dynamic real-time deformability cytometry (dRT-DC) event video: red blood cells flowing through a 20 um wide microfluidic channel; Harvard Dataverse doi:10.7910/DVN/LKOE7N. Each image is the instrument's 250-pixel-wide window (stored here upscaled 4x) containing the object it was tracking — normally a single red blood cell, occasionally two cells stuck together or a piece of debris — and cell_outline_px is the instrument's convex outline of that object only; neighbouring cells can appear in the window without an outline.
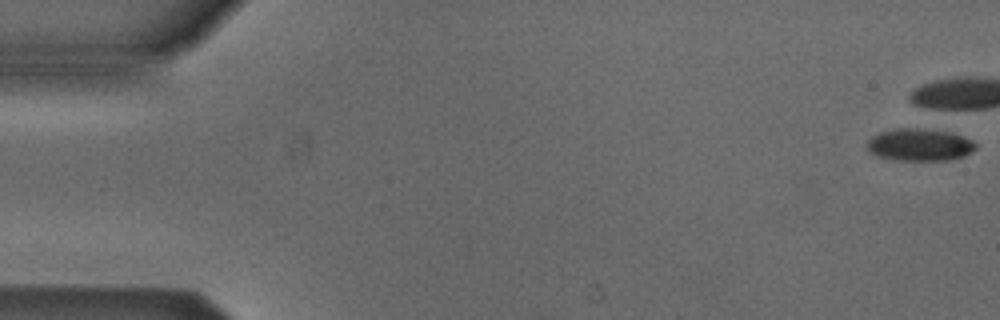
{"species": "Egyptian fruit bat (a non-hibernating species)", "species_latin": "Rousettus aegyptiacus", "temperature_condition": "cold", "stored_images_in_passage": 5, "camera_frame_rate_fps": 3000, "um_per_image_px": 0.085, "animal": {"sex": "male"}, "frame": {"image": 1, "passage_image": 1, "time_ms": 0.0, "image_size_px": [1000, 320], "cell_outline_px": [[976, 148], [972, 152], [964, 156], [948, 160], [896, 160], [876, 156], [868, 152], [868, 140], [872, 136], [880, 132], [896, 128], [916, 128], [952, 132], [972, 140], [976, 144]], "centroid_in_image_um": [78.16, 12.31], "position_along_channel_um": 6.8, "area_um2": 20.52}}